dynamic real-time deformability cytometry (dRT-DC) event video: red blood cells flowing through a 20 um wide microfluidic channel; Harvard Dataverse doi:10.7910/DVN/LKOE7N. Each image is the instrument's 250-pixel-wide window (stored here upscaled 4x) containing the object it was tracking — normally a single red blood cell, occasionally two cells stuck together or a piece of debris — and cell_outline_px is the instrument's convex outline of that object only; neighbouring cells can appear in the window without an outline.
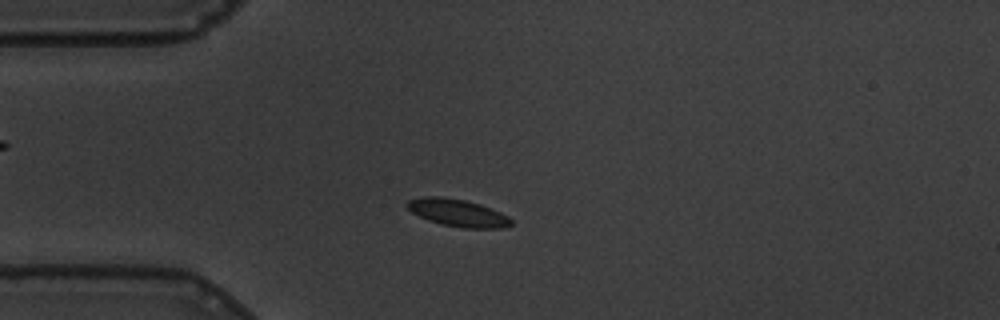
{"species": "common noctule bat (a hibernating species)", "species_latin": "Nyctalus noctula", "temperature_condition": "warm", "stored_images_in_passage": 55, "camera_frame_rate_fps": 3000, "um_per_image_px": 0.085, "animal": {"sex": "male", "body_mass_g": 19.5, "forearm_length_mm": 54.6}, "frame": {"image": 1, "passage_image": 11, "time_ms": 3.333, "image_size_px": [1000, 320], "cell_outline_px": [[512, 224], [504, 228], [464, 228], [440, 224], [428, 220], [412, 212], [404, 204], [408, 200], [424, 196], [440, 196], [464, 200], [480, 204], [500, 212], [508, 216], [512, 220]], "centroid_in_image_um": [38.9, 18.09], "position_along_channel_um": 46.1, "area_um2": 16.59}}
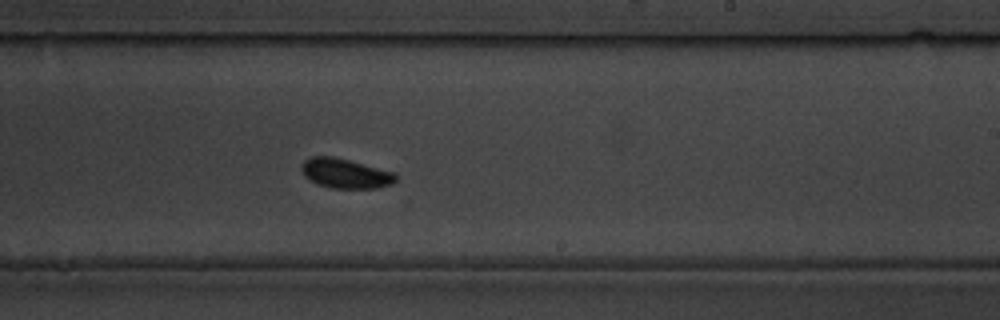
{"frame": {"image": 2, "passage_image": 31, "time_ms": 10.0, "image_size_px": [1000, 320], "cell_outline_px": [[396, 180], [392, 184], [376, 188], [332, 188], [316, 184], [304, 176], [300, 168], [304, 160], [312, 156], [332, 156], [396, 172]], "centroid_in_image_um": [29.34, 14.74], "position_along_channel_um": 259.7, "area_um2": 16.36}}
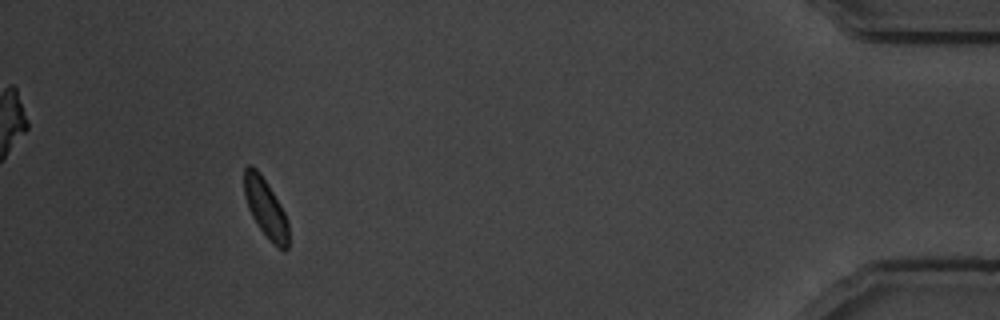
{"frame": {"image": 3, "passage_image": 50, "time_ms": 16.333, "image_size_px": [1000, 320], "cell_outline_px": [[288, 248], [280, 248], [272, 244], [260, 228], [252, 216], [248, 208], [244, 196], [244, 168], [248, 164], [252, 164], [260, 172], [268, 184], [280, 204], [288, 220]], "centroid_in_image_um": [22.56, 17.64], "position_along_channel_um": 412.6, "area_um2": 15.2}}